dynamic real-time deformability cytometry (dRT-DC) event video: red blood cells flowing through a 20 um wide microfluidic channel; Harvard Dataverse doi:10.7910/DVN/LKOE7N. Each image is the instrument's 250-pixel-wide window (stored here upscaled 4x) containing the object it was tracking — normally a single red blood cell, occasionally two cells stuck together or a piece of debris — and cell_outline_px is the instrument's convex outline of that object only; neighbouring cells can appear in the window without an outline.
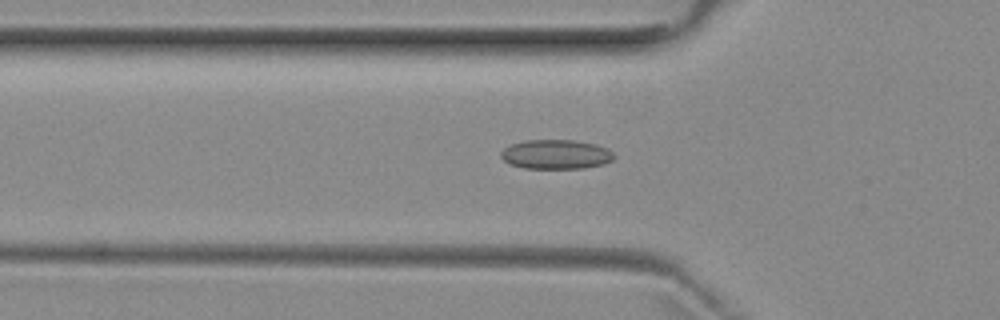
{"species": "common noctule bat (a hibernating species)", "species_latin": "Nyctalus noctula", "temperature_condition": "room temperature", "stored_images_in_passage": 46, "camera_frame_rate_fps": 3000, "um_per_image_px": 0.085, "animal": {"sex": "female", "body_mass_g": 29.2, "forearm_length_mm": 56.3}, "frame": {"image": 1, "passage_image": 11, "time_ms": 3.333, "image_size_px": [1000, 320], "cell_outline_px": [[616, 156], [612, 160], [604, 164], [584, 168], [524, 168], [508, 164], [500, 156], [500, 152], [504, 148], [512, 144], [524, 140], [572, 140], [596, 144], [608, 148]], "centroid_in_image_um": [47.26, 13.12], "position_along_channel_um": 78.5, "area_um2": 19.48}}
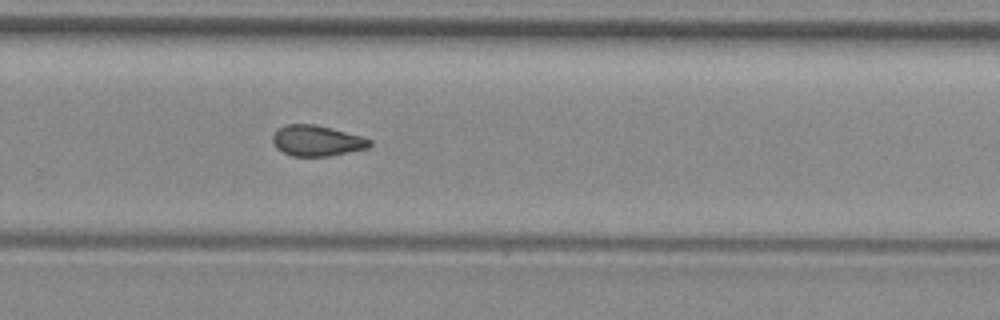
{"frame": {"image": 2, "passage_image": 28, "time_ms": 9.0, "image_size_px": [1000, 320], "cell_outline_px": [[372, 144], [368, 148], [328, 156], [292, 156], [276, 148], [272, 140], [272, 136], [284, 124], [316, 124], [332, 128], [360, 136], [372, 140]], "centroid_in_image_um": [26.93, 11.96], "position_along_channel_um": 302.9, "area_um2": 17.28}}
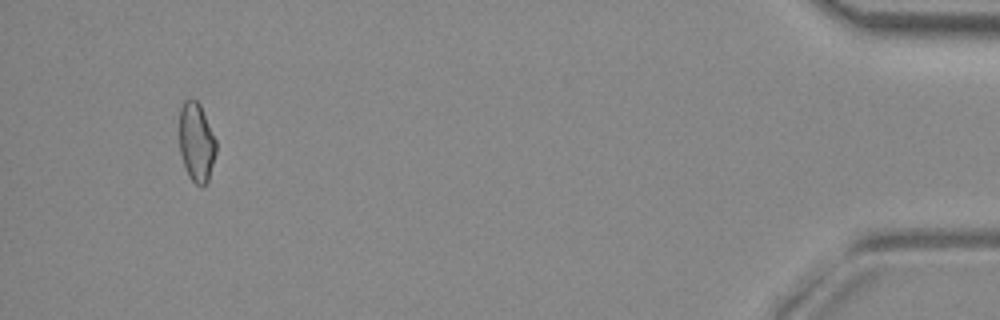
{"frame": {"image": 3, "passage_image": 43, "time_ms": 14.0, "image_size_px": [1000, 320], "cell_outline_px": [[216, 152], [208, 184], [200, 188], [188, 176], [180, 152], [180, 108], [184, 100], [196, 100], [200, 104], [216, 140]], "centroid_in_image_um": [16.71, 12.14], "position_along_channel_um": 418.5, "area_um2": 16.99}, "authors_computed_cell_mechanics": {"area_um2": 17.629, "velocity_mm_per_s": 3.955, "shape_relaxation_time_tau1_ms": null, "shape_relaxation_time_tau2_ms": 3.7566, "deformation_change_tau1": null, "deformation_change_tau2": 0.0896}}